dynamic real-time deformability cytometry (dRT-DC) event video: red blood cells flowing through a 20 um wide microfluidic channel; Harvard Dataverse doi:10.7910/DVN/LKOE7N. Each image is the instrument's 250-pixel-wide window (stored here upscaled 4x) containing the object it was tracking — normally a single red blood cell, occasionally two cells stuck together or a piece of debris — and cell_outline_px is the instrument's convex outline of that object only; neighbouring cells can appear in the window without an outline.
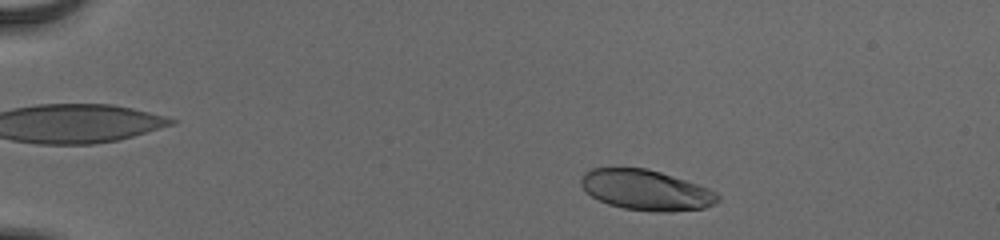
{"species": "human", "species_latin": "Homo sapiens", "temperature_condition": "cold", "stored_images_in_passage": 49, "camera_frame_rate_fps": 3000, "um_per_image_px": 0.085, "donor": {"sex": "male"}, "frame": {"image": 1, "passage_image": 5, "time_ms": 1.333, "image_size_px": [1000, 240], "cell_outline_px": [[720, 200], [716, 204], [704, 208], [668, 212], [656, 212], [624, 208], [608, 204], [592, 196], [580, 184], [580, 180], [584, 172], [592, 168], [644, 168], [660, 172], [708, 188], [716, 192], [720, 196]], "centroid_in_image_um": [54.93, 16.16], "position_along_channel_um": 30.1, "area_um2": 31.96}}
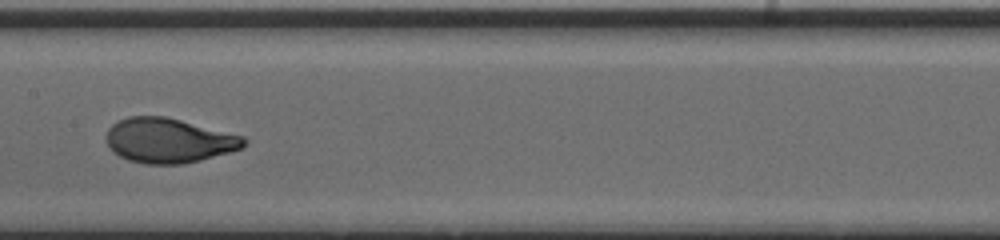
{"frame": {"image": 2, "passage_image": 25, "time_ms": 8.0, "image_size_px": [1000, 240], "cell_outline_px": [[248, 140], [240, 148], [228, 152], [200, 160], [180, 164], [144, 164], [128, 160], [112, 152], [104, 140], [108, 128], [112, 124], [128, 116], [164, 116], [244, 136]], "centroid_in_image_um": [14.28, 11.94], "position_along_channel_um": 193.1, "area_um2": 35.78}}
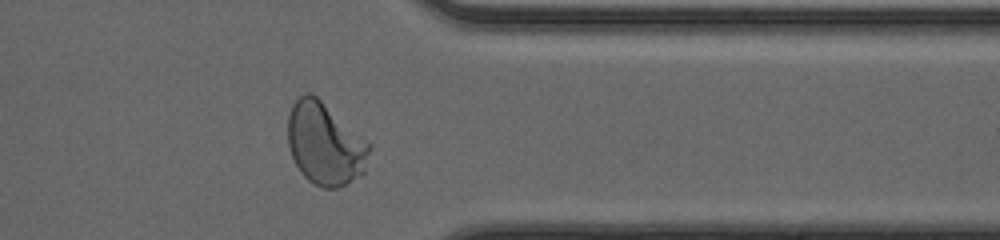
{"frame": {"image": 3, "passage_image": 40, "time_ms": 13.0, "image_size_px": [1000, 240], "cell_outline_px": [[372, 148], [364, 172], [360, 176], [336, 188], [324, 188], [308, 180], [300, 172], [292, 156], [288, 144], [288, 116], [292, 104], [304, 92], [312, 92], [372, 144]], "centroid_in_image_um": [27.64, 12.21], "position_along_channel_um": 383.8, "area_um2": 39.25}, "authors_computed_cell_mechanics": {"area_um2": 35.4892, "velocity_mm_per_s": 3.8916, "shape_relaxation_time_tau1_ms": 2.9883, "shape_relaxation_time_tau2_ms": null, "deformation_change_tau1": 0.1795, "deformation_change_tau2": null}}